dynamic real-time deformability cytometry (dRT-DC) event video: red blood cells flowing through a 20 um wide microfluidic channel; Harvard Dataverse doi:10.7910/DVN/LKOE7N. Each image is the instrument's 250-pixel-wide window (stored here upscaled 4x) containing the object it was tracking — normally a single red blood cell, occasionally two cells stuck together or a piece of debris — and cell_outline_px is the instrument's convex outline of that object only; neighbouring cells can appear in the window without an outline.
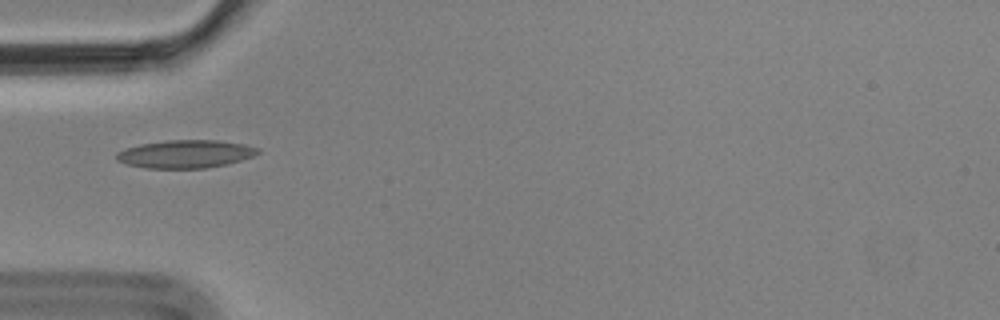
{"species": "Egyptian fruit bat (a non-hibernating species)", "species_latin": "Rousettus aegyptiacus", "temperature_condition": "cold", "stored_images_in_passage": 5, "camera_frame_rate_fps": 3000, "um_per_image_px": 0.085, "animal": {"sex": "male"}, "frame": {"image": 1, "passage_image": 1, "time_ms": 0.0, "image_size_px": [1000, 320], "cell_outline_px": [[260, 152], [252, 156], [228, 164], [204, 168], [144, 168], [128, 164], [116, 160], [116, 152], [124, 148], [140, 144], [168, 140], [216, 140], [244, 144], [260, 148]], "centroid_in_image_um": [15.75, 13.08], "position_along_channel_um": 69.3, "area_um2": 23.06}}
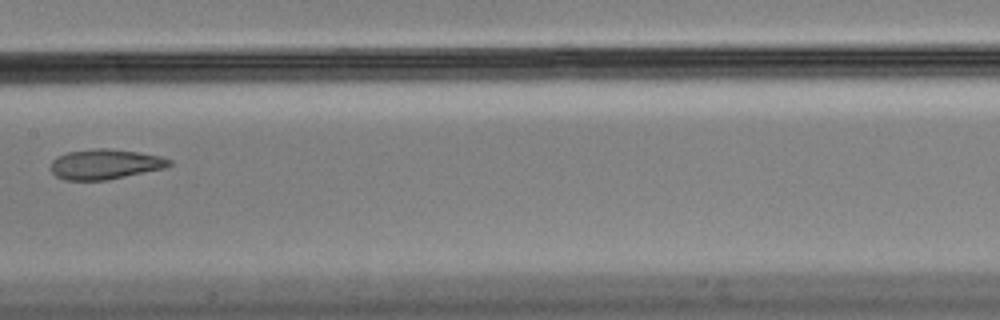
{"frame": {"image": 2, "passage_image": 4, "time_ms": 1.0, "image_size_px": [1000, 320], "cell_outline_px": [[172, 164], [164, 168], [108, 180], [64, 180], [56, 176], [52, 172], [52, 160], [56, 156], [68, 152], [96, 148], [108, 148], [140, 152], [160, 156], [172, 160]], "centroid_in_image_um": [8.94, 13.95], "position_along_channel_um": 198.5, "area_um2": 20.81}}
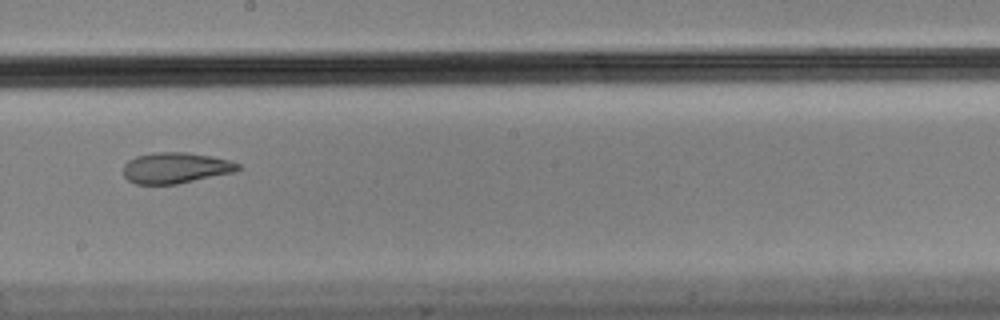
{"frame": {"image": 3, "passage_image": 5, "time_ms": 1.333, "image_size_px": [1000, 320], "cell_outline_px": [[240, 168], [232, 172], [176, 184], [136, 184], [128, 180], [124, 176], [124, 164], [128, 160], [136, 156], [152, 152], [188, 152], [212, 156], [228, 160], [240, 164]], "centroid_in_image_um": [14.89, 14.26], "position_along_channel_um": 233.3, "area_um2": 20.52}}